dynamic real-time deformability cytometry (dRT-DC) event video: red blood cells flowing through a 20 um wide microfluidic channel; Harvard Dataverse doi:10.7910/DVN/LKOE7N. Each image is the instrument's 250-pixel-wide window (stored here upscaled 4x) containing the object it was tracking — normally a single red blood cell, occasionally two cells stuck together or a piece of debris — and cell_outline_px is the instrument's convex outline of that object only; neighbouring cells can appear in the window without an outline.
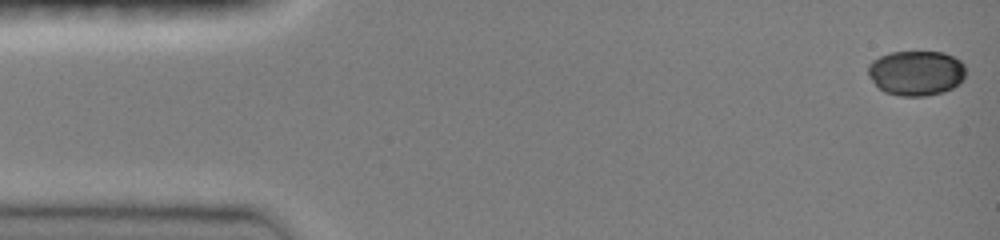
{"species": "common noctule bat (a hibernating species)", "species_latin": "Nyctalus noctula", "temperature_condition": "room temperature", "stored_images_in_passage": 10, "camera_frame_rate_fps": 3000, "um_per_image_px": 0.085, "animal": {"sex": "female", "body_mass_g": 19.0, "forearm_length_mm": 51.5}, "frame": {"image": 1, "passage_image": 1, "time_ms": 0.0, "image_size_px": [1000, 240], "cell_outline_px": [[964, 76], [960, 84], [944, 92], [924, 96], [900, 96], [884, 92], [868, 76], [868, 64], [872, 60], [880, 56], [892, 52], [944, 52], [960, 60], [964, 64]], "centroid_in_image_um": [77.87, 6.21], "position_along_channel_um": 7.1, "area_um2": 25.66}}
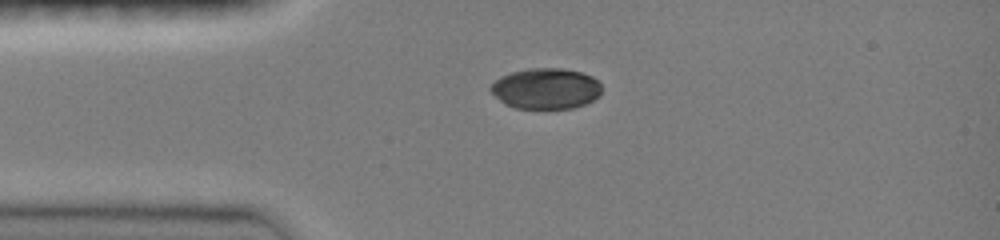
{"frame": {"image": 2, "passage_image": 6, "time_ms": 3.333, "image_size_px": [1000, 240], "cell_outline_px": [[600, 96], [584, 104], [572, 108], [516, 108], [504, 104], [488, 88], [500, 76], [512, 72], [528, 68], [564, 68], [580, 72], [592, 76], [600, 84]], "centroid_in_image_um": [46.39, 7.52], "position_along_channel_um": 38.6, "area_um2": 26.3}}